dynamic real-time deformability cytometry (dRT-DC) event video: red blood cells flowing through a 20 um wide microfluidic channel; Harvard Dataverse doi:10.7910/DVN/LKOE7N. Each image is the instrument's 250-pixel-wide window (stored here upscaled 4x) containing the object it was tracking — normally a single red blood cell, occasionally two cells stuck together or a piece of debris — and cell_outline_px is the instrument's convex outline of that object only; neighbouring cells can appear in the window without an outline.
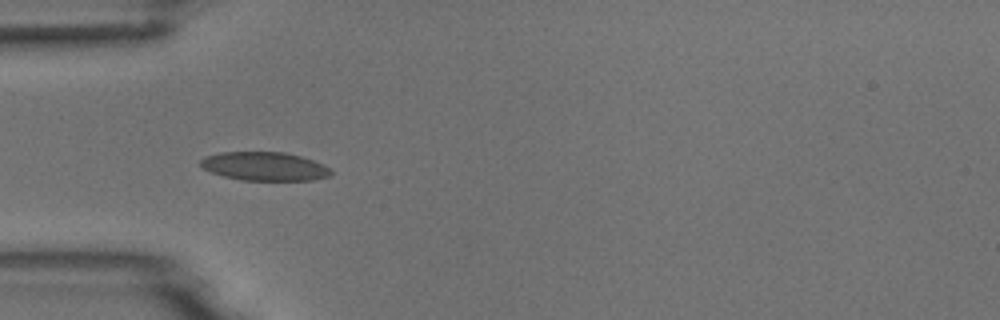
{"species": "common noctule bat (a hibernating species)", "species_latin": "Nyctalus noctula", "temperature_condition": "room temperature", "stored_images_in_passage": 5, "camera_frame_rate_fps": 3000, "um_per_image_px": 0.085, "animal": {"sex": "male", "body_mass_g": 18.8}, "frame": {"image": 1, "passage_image": 5, "time_ms": 4.667, "image_size_px": [1000, 320], "cell_outline_px": [[332, 176], [312, 180], [240, 180], [224, 176], [212, 172], [204, 168], [200, 164], [200, 160], [204, 156], [220, 152], [284, 152], [300, 156], [324, 164], [332, 172]], "centroid_in_image_um": [22.49, 14.13], "position_along_channel_um": 62.5, "area_um2": 21.73}}